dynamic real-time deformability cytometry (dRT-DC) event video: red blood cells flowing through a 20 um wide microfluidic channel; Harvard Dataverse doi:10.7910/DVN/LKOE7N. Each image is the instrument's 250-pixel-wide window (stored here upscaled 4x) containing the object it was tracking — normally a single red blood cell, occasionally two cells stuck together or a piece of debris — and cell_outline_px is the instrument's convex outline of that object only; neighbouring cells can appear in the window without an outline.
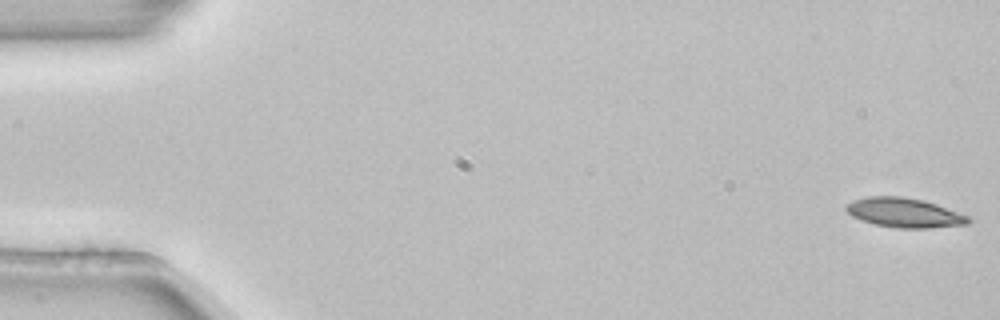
{"species": "common noctule bat (a hibernating species)", "species_latin": "Nyctalus noctula", "temperature_condition": "room temperature", "stored_images_in_passage": 5, "camera_frame_rate_fps": 3000, "um_per_image_px": 0.085, "animal": {"sex": "female", "body_mass_g": 22.7, "forearm_length_mm": 54.2}, "frame": {"image": 1, "passage_image": 1, "time_ms": 0.0, "image_size_px": [1000, 320], "cell_outline_px": [[972, 220], [968, 224], [928, 228], [896, 228], [876, 224], [852, 216], [844, 208], [852, 200], [868, 196], [900, 196], [924, 200], [936, 204], [968, 216]], "centroid_in_image_um": [76.87, 18.07], "position_along_channel_um": 8.1, "area_um2": 20.81}}
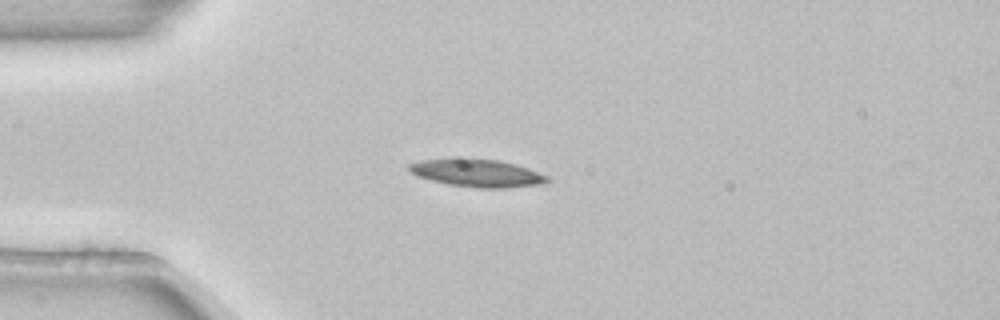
{"frame": {"image": 2, "passage_image": 4, "time_ms": 1.0, "image_size_px": [1000, 320], "cell_outline_px": [[552, 180], [544, 184], [504, 188], [476, 188], [448, 184], [416, 176], [408, 168], [408, 164], [420, 160], [464, 156], [468, 156], [500, 160], [516, 164], [528, 168], [548, 176]], "centroid_in_image_um": [40.56, 14.67], "position_along_channel_um": 44.4, "area_um2": 23.06}}